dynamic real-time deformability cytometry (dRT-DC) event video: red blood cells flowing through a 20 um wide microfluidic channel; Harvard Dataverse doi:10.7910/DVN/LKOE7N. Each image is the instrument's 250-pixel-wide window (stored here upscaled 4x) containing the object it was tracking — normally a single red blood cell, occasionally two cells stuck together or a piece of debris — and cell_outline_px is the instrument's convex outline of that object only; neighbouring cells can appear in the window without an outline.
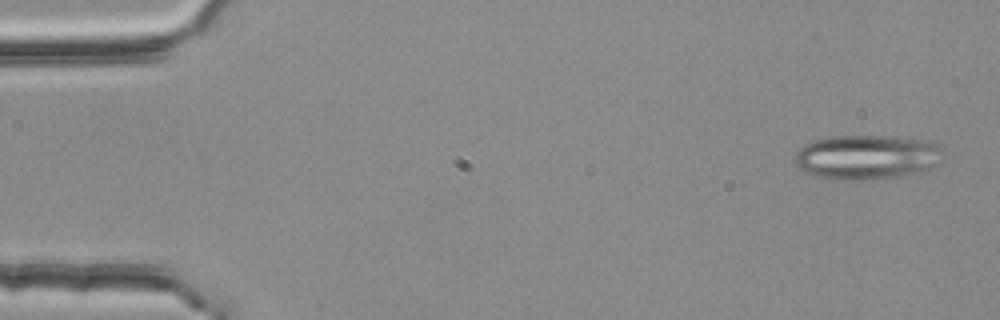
{"species": "common noctule bat (a hibernating species)", "species_latin": "Nyctalus noctula", "temperature_condition": "room temperature", "stored_images_in_passage": 3, "camera_frame_rate_fps": 3000, "um_per_image_px": 0.085, "animal": {"sex": "female", "body_mass_g": 25.1}, "frame": {"image": 1, "passage_image": 1, "time_ms": 0.0, "image_size_px": [1000, 320], "cell_outline_px": [[940, 148], [936, 164], [928, 168], [904, 176], [876, 180], [832, 180], [816, 176], [804, 172], [796, 164], [796, 152], [804, 144], [812, 140], [832, 136], [884, 136], [920, 140], [940, 144]], "centroid_in_image_um": [73.59, 13.37], "position_along_channel_um": 11.4, "area_um2": 38.32}}